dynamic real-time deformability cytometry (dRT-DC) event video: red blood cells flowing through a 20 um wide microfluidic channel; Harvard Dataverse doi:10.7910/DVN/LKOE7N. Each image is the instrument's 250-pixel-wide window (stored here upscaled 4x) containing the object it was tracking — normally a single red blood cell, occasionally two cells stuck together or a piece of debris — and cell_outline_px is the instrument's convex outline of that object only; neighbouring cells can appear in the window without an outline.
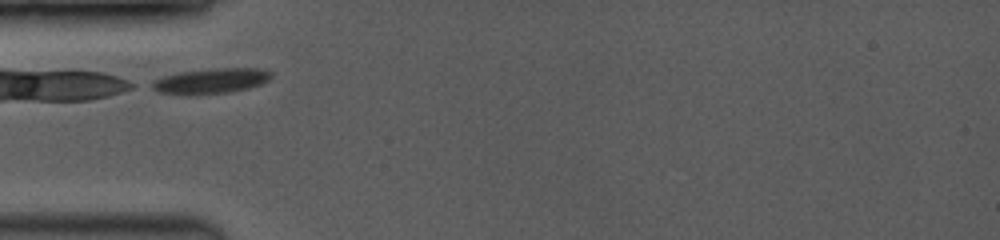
{"species": "common noctule bat (a hibernating species)", "species_latin": "Nyctalus noctula", "temperature_condition": "room temperature", "stored_images_in_passage": 25, "camera_frame_rate_fps": 3500, "um_per_image_px": 0.085, "animal": {"sex": "female", "body_mass_g": 19.0, "forearm_length_mm": 53.3}, "frame": {"image": 1, "passage_image": 1, "time_ms": 0.0, "image_size_px": [1000, 240], "cell_outline_px": [[272, 76], [268, 80], [260, 84], [248, 88], [228, 92], [188, 96], [160, 92], [144, 84], [152, 80], [176, 72], [220, 68], [260, 68], [272, 72]], "centroid_in_image_um": [17.84, 6.89], "position_along_channel_um": 67.2, "area_um2": 17.92}}
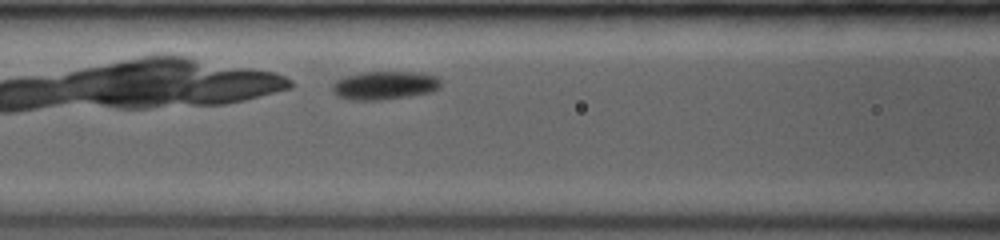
{"frame": {"image": 2, "passage_image": 7, "time_ms": 1.714, "image_size_px": [1000, 240], "cell_outline_px": [[440, 88], [432, 92], [408, 96], [380, 100], [348, 100], [336, 96], [332, 92], [332, 84], [336, 80], [344, 76], [364, 72], [420, 72], [436, 76], [440, 80]], "centroid_in_image_um": [32.66, 7.26], "position_along_channel_um": 133.9, "area_um2": 18.15}}
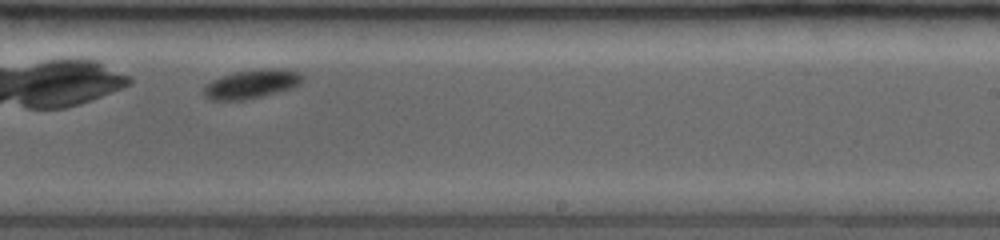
{"frame": {"image": 3, "passage_image": 19, "time_ms": 5.143, "image_size_px": [1000, 240], "cell_outline_px": [[304, 80], [300, 84], [292, 88], [244, 100], [212, 100], [204, 96], [204, 88], [212, 80], [220, 76], [236, 72], [260, 68], [280, 68], [300, 72], [304, 76]], "centroid_in_image_um": [21.43, 7.12], "position_along_channel_um": 267.6, "area_um2": 16.59}, "authors_computed_cell_mechanics": {"area_um2": 17.9758, "velocity_mm_per_s": 3.9092, "shape_relaxation_time_tau1_ms": 1.3895, "shape_relaxation_time_tau2_ms": null, "deformation_change_tau1": 0.0974, "deformation_change_tau2": null}}